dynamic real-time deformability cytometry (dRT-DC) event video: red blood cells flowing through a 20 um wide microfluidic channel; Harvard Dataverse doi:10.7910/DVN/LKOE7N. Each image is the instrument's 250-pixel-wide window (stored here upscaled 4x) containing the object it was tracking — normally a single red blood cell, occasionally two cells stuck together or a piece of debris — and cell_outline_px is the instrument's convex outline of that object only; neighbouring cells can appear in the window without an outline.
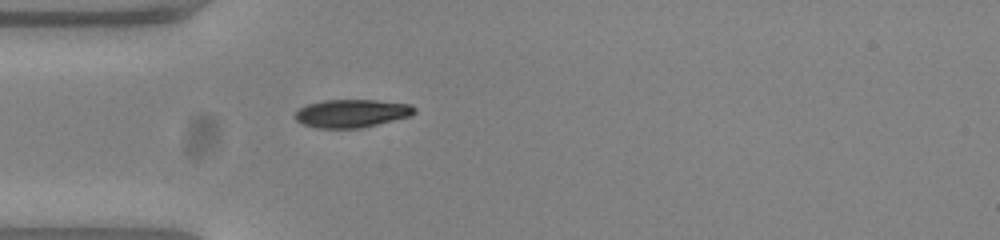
{"species": "common noctule bat (a hibernating species)", "species_latin": "Nyctalus noctula", "temperature_condition": "warm", "stored_images_in_passage": 39, "camera_frame_rate_fps": 3000, "um_per_image_px": 0.085, "animal": {"sex": "female", "body_mass_g": 23.0, "forearm_length_mm": 53.4}, "frame": {"image": 1, "passage_image": 1, "time_ms": 0.0, "image_size_px": [1000, 240], "cell_outline_px": [[416, 112], [412, 116], [360, 128], [316, 128], [304, 124], [296, 120], [296, 112], [300, 108], [308, 104], [324, 100], [376, 100], [412, 104], [416, 108]], "centroid_in_image_um": [29.95, 9.63], "position_along_channel_um": 55.0, "area_um2": 19.54}}
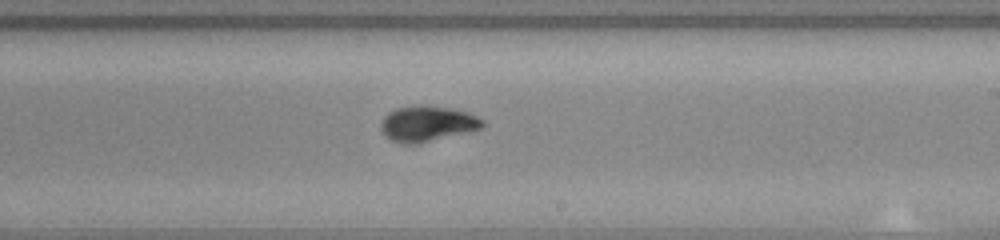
{"frame": {"image": 2, "passage_image": 17, "time_ms": 5.333, "image_size_px": [1000, 240], "cell_outline_px": [[484, 124], [480, 128], [420, 144], [404, 144], [392, 140], [384, 136], [380, 128], [380, 124], [384, 116], [388, 112], [396, 108], [416, 104], [420, 104], [448, 108], [468, 112], [484, 120]], "centroid_in_image_um": [36.26, 10.51], "position_along_channel_um": 252.7, "area_um2": 21.15}}
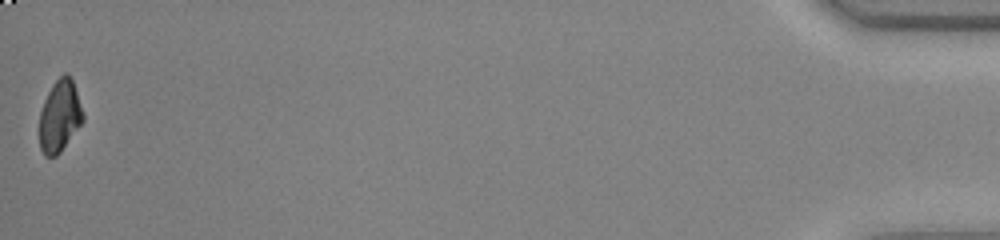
{"frame": {"image": 3, "passage_image": 39, "time_ms": 12.667, "image_size_px": [1000, 240], "cell_outline_px": [[84, 120], [60, 152], [56, 156], [44, 156], [40, 148], [40, 112], [44, 100], [52, 84], [64, 72], [68, 72], [72, 80], [84, 112]], "centroid_in_image_um": [5.08, 9.85], "position_along_channel_um": 430.1, "area_um2": 18.21}, "authors_computed_cell_mechanics": {"area_um2": 19.941, "velocity_mm_per_s": 3.7983, "shape_relaxation_time_tau1_ms": 3.6065, "shape_relaxation_time_tau2_ms": null, "deformation_change_tau1": 0.1658, "deformation_change_tau2": null}}